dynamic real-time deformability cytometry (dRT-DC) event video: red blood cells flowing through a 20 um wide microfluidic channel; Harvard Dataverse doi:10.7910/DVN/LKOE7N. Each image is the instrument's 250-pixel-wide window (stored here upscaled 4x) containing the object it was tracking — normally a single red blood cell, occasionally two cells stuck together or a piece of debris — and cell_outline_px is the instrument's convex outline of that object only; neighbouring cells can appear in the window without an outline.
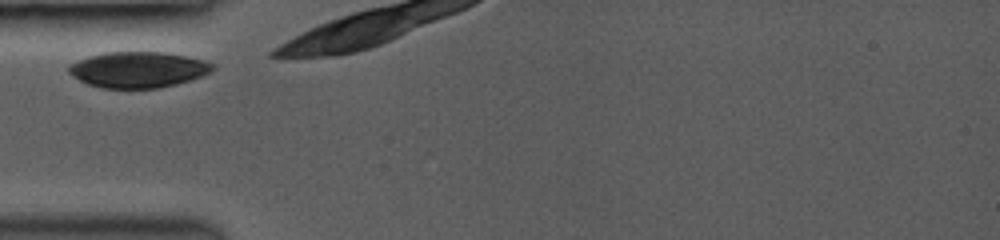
{"species": "common noctule bat (a hibernating species)", "species_latin": "Nyctalus noctula", "temperature_condition": "room temperature", "stored_images_in_passage": 4, "camera_frame_rate_fps": 3000, "um_per_image_px": 0.085, "animal": {"sex": "female", "body_mass_g": 19.0, "forearm_length_mm": 53.3}, "frame": {"image": 1, "passage_image": 1, "time_ms": 0.0, "image_size_px": [1000, 240], "cell_outline_px": [[216, 68], [212, 72], [176, 84], [160, 88], [100, 88], [88, 84], [72, 76], [68, 72], [68, 68], [72, 64], [88, 56], [104, 52], [164, 52], [188, 56], [204, 60], [216, 64]], "centroid_in_image_um": [11.78, 5.91], "position_along_channel_um": 73.2, "area_um2": 30.17}}